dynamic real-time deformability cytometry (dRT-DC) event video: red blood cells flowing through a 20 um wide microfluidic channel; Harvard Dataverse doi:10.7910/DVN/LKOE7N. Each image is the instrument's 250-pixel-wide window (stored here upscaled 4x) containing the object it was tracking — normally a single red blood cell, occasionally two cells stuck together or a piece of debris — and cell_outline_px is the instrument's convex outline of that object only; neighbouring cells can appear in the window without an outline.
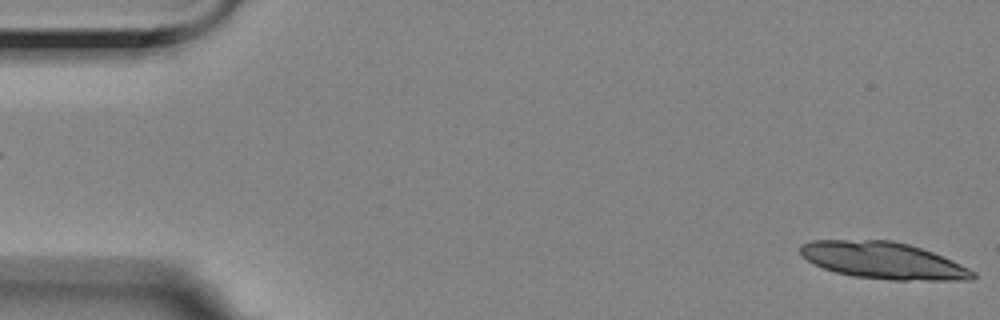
{"species": "Egyptian fruit bat (a non-hibernating species)", "species_latin": "Rousettus aegyptiacus", "temperature_condition": "room temperature", "stored_images_in_passage": 43, "segment_of_instrument_passage": [1, 2], "camera_frame_rate_fps": 3000, "um_per_image_px": 0.085, "animal": {"sex": "female"}, "frame": {"image": 1, "passage_image": 1, "time_ms": 0.0, "image_size_px": [1000, 320], "cell_outline_px": [[976, 276], [972, 280], [892, 280], [852, 276], [836, 272], [812, 264], [800, 256], [800, 244], [812, 240], [892, 240], [908, 244], [932, 252], [952, 260], [976, 272]], "centroid_in_image_um": [75.04, 22.14], "position_along_channel_um": 10.0, "area_um2": 37.11}}